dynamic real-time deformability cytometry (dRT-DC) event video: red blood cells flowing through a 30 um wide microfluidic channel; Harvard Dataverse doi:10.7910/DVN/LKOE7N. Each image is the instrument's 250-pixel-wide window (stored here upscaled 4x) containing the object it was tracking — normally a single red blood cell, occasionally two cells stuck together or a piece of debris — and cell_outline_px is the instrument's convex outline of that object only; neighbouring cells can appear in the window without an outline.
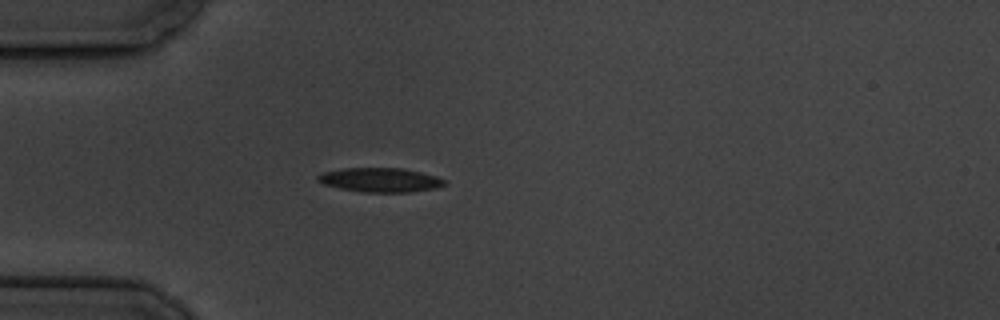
{"species": "common noctule bat (a hibernating species)", "species_latin": "Nyctalus noctula", "temperature_condition": "cold", "stored_images_in_passage": 1, "camera_frame_rate_fps": 3000, "um_per_image_px": 0.085, "animal": {"sex": "male", "body_mass_g": 19.5, "forearm_length_mm": 54.6}, "frame": {"image": 1, "passage_image": 1, "time_ms": 0.0, "image_size_px": [1000, 320], "cell_outline_px": [[448, 184], [436, 188], [412, 192], [364, 192], [340, 188], [324, 184], [316, 180], [316, 176], [320, 172], [340, 168], [404, 168], [436, 176], [444, 180]], "centroid_in_image_um": [32.3, 15.29], "position_along_channel_um": 52.7, "area_um2": 18.03}}